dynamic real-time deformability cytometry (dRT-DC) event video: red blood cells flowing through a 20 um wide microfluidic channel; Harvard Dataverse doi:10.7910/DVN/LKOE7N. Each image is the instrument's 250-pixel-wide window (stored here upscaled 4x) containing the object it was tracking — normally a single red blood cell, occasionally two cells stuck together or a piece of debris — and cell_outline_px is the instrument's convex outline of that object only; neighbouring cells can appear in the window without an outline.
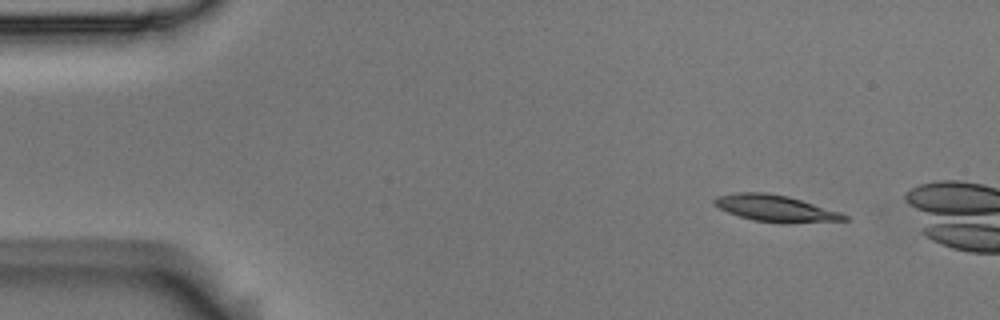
{"species": "Egyptian fruit bat (a non-hibernating species)", "species_latin": "Rousettus aegyptiacus", "temperature_condition": "room temperature", "stored_images_in_passage": 3, "camera_frame_rate_fps": 3000, "um_per_image_px": 0.085, "animal": {"sex": "male"}, "frame": {"image": 1, "passage_image": 1, "time_ms": 0.0, "image_size_px": [1000, 320], "cell_outline_px": [[852, 220], [752, 220], [728, 212], [712, 204], [712, 200], [716, 196], [736, 192], [768, 192], [788, 196], [840, 212], [848, 216]], "centroid_in_image_um": [65.79, 17.63], "position_along_channel_um": 19.2, "area_um2": 18.96}}